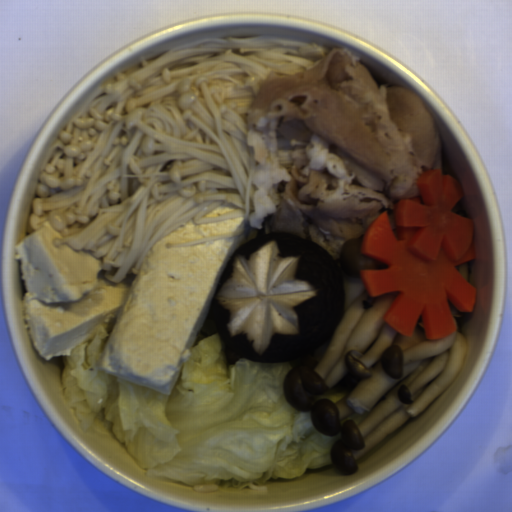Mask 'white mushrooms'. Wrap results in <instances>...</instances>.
Instances as JSON below:
<instances>
[{
    "label": "white mushrooms",
    "mask_w": 512,
    "mask_h": 512,
    "mask_svg": "<svg viewBox=\"0 0 512 512\" xmlns=\"http://www.w3.org/2000/svg\"><path fill=\"white\" fill-rule=\"evenodd\" d=\"M361 239L346 240L334 261L344 278L342 315L327 342L288 360L282 391L308 413L312 426L340 437L330 460L354 474L357 461L408 420L416 419L458 376L467 356L464 314L450 299L456 326L444 339H428L420 314L411 337L383 320L397 292L370 296L359 271L387 264L361 253Z\"/></svg>",
    "instance_id": "white-mushrooms-1"
},
{
    "label": "white mushrooms",
    "mask_w": 512,
    "mask_h": 512,
    "mask_svg": "<svg viewBox=\"0 0 512 512\" xmlns=\"http://www.w3.org/2000/svg\"><path fill=\"white\" fill-rule=\"evenodd\" d=\"M201 332L204 335L212 336L213 334L220 333L215 313L214 303L212 304L202 326Z\"/></svg>",
    "instance_id": "white-mushrooms-2"
},
{
    "label": "white mushrooms",
    "mask_w": 512,
    "mask_h": 512,
    "mask_svg": "<svg viewBox=\"0 0 512 512\" xmlns=\"http://www.w3.org/2000/svg\"><path fill=\"white\" fill-rule=\"evenodd\" d=\"M225 355L229 365L238 363L239 361H241V359H244L241 356H239L236 352H234L231 348H229L227 345Z\"/></svg>",
    "instance_id": "white-mushrooms-3"
},
{
    "label": "white mushrooms",
    "mask_w": 512,
    "mask_h": 512,
    "mask_svg": "<svg viewBox=\"0 0 512 512\" xmlns=\"http://www.w3.org/2000/svg\"><path fill=\"white\" fill-rule=\"evenodd\" d=\"M461 275L469 282L470 280V271H469V262L460 266H456Z\"/></svg>",
    "instance_id": "white-mushrooms-4"
}]
</instances>
